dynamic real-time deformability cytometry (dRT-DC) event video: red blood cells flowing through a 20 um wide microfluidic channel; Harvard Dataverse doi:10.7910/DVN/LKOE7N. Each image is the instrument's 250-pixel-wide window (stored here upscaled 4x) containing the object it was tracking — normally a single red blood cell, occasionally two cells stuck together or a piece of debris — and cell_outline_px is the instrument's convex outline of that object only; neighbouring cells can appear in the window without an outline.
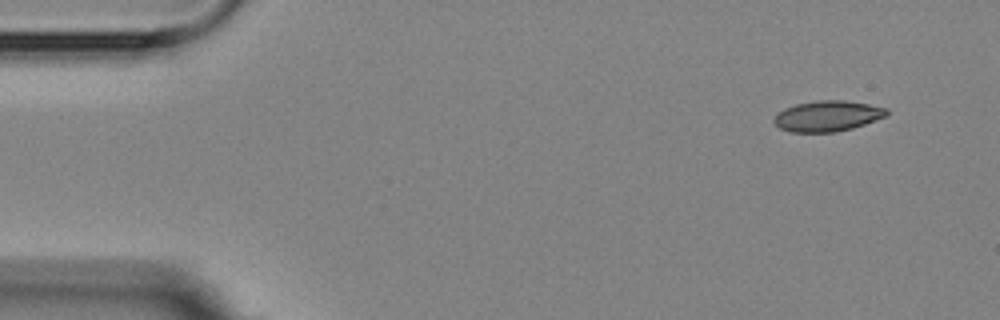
{"species": "Egyptian fruit bat (a non-hibernating species)", "species_latin": "Rousettus aegyptiacus", "temperature_condition": "room temperature", "stored_images_in_passage": 5, "camera_frame_rate_fps": 3000, "um_per_image_px": 0.085, "animal": {"sex": "female"}, "frame": {"image": 1, "passage_image": 1, "time_ms": 0.0, "image_size_px": [1000, 320], "cell_outline_px": [[888, 116], [852, 128], [836, 132], [788, 132], [780, 128], [772, 120], [784, 108], [796, 104], [816, 100], [844, 100], [868, 104], [888, 108]], "centroid_in_image_um": [70.35, 9.86], "position_along_channel_um": 14.6, "area_um2": 20.17}}
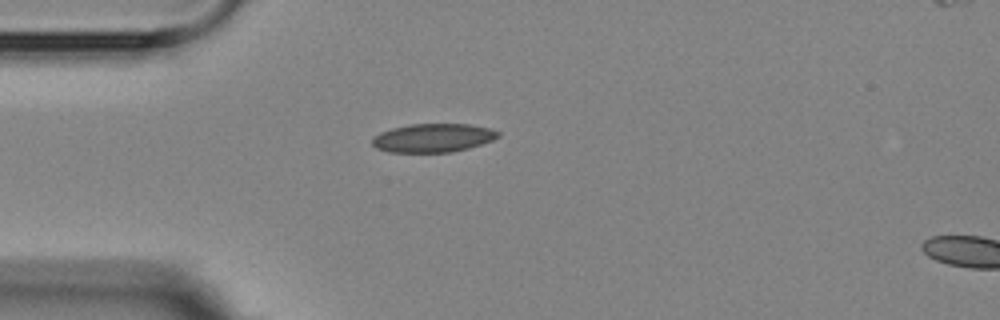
{"frame": {"image": 2, "passage_image": 4, "time_ms": 3.333, "image_size_px": [1000, 320], "cell_outline_px": [[500, 136], [492, 140], [468, 148], [452, 152], [388, 152], [376, 148], [372, 144], [372, 136], [380, 132], [392, 128], [408, 124], [472, 124], [488, 128], [500, 132]], "centroid_in_image_um": [36.78, 11.72], "position_along_channel_um": 48.2, "area_um2": 21.04}}